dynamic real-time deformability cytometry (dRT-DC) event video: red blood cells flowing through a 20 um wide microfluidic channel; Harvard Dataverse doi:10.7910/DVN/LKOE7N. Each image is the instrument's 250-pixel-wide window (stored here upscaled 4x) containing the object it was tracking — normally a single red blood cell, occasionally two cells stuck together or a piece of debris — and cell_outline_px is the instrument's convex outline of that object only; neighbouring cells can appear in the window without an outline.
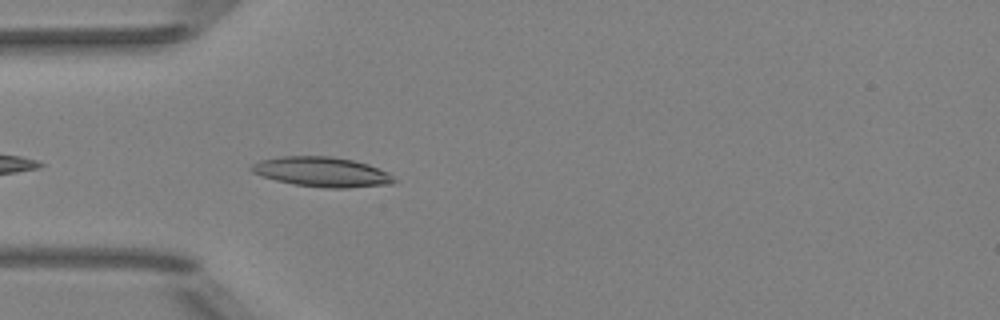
{"species": "Egyptian fruit bat (a non-hibernating species)", "species_latin": "Rousettus aegyptiacus", "temperature_condition": "room temperature", "stored_images_in_passage": 7, "camera_frame_rate_fps": 3000, "um_per_image_px": 0.085, "animal": {"sex": "female"}, "frame": {"image": 1, "passage_image": 3, "time_ms": 0.667, "image_size_px": [1000, 320], "cell_outline_px": [[396, 180], [392, 184], [348, 188], [324, 188], [292, 184], [276, 180], [252, 172], [248, 168], [252, 164], [260, 160], [280, 156], [332, 156], [352, 160], [368, 164], [388, 172]], "centroid_in_image_um": [27.35, 14.61], "position_along_channel_um": 57.6, "area_um2": 24.85}}